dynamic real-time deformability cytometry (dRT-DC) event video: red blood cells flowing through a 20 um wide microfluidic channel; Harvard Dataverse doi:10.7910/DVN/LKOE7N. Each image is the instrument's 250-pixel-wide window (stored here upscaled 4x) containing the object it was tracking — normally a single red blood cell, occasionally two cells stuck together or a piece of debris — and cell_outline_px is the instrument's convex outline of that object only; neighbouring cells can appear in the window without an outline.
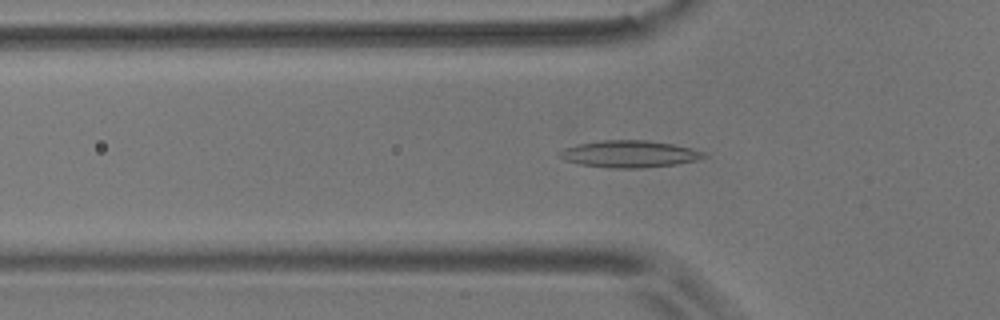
{"species": "common noctule bat (a hibernating species)", "species_latin": "Nyctalus noctula", "temperature_condition": "room temperature", "stored_images_in_passage": 55, "camera_frame_rate_fps": 3000, "um_per_image_px": 0.085, "animal": {"sex": "male", "body_mass_g": 17.9}, "frame": {"image": 1, "passage_image": 17, "time_ms": 5.333, "image_size_px": [1000, 320], "cell_outline_px": [[708, 156], [696, 160], [676, 164], [644, 168], [612, 168], [580, 164], [564, 160], [556, 156], [564, 148], [576, 144], [600, 140], [644, 140], [672, 144], [692, 148], [704, 152]], "centroid_in_image_um": [53.47, 13.09], "position_along_channel_um": 72.3, "area_um2": 22.72}}
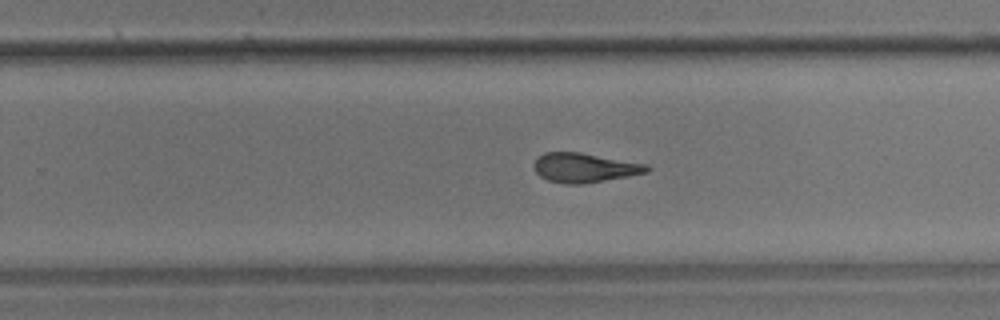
{"frame": {"image": 2, "passage_image": 34, "time_ms": 11.0, "image_size_px": [1000, 320], "cell_outline_px": [[652, 168], [648, 172], [628, 176], [580, 184], [568, 184], [548, 180], [540, 176], [536, 172], [532, 164], [544, 152], [580, 152], [648, 164]], "centroid_in_image_um": [49.7, 14.24], "position_along_channel_um": 280.1, "area_um2": 19.25}}
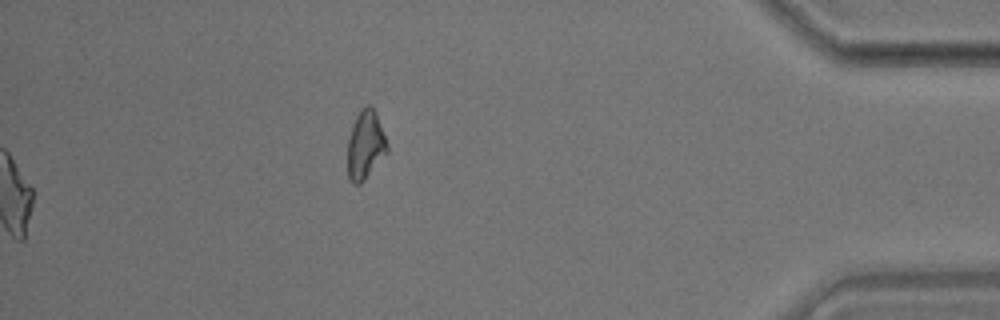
{"frame": {"image": 3, "passage_image": 55, "time_ms": 18.0, "image_size_px": [1000, 320], "cell_outline_px": [[388, 152], [364, 180], [360, 184], [352, 184], [348, 176], [348, 136], [352, 124], [356, 116], [368, 104], [372, 104], [376, 112], [388, 144]], "centroid_in_image_um": [31.06, 12.32], "position_along_channel_um": 404.1, "area_um2": 15.9}, "authors_computed_cell_mechanics": {"area_um2": 19.8832, "velocity_mm_per_s": 3.6604, "shape_relaxation_time_tau1_ms": 9.2612, "shape_relaxation_time_tau2_ms": 3.5639, "deformation_change_tau1": 0.2122, "deformation_change_tau2": 0.1335}}